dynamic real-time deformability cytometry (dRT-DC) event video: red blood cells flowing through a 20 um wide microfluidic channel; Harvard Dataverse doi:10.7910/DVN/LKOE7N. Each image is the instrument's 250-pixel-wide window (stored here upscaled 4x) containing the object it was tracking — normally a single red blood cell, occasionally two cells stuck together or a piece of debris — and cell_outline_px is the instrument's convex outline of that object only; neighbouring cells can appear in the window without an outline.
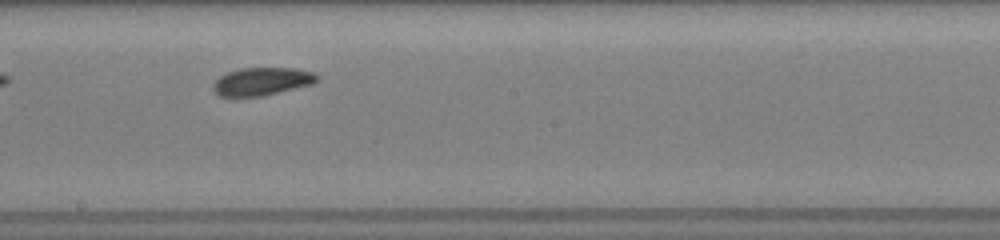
{"species": "common noctule bat (a hibernating species)", "species_latin": "Nyctalus noctula", "temperature_condition": "room temperature", "stored_images_in_passage": 12, "camera_frame_rate_fps": 3000, "um_per_image_px": 0.085, "animal": {"sex": "female", "body_mass_g": 19.5, "forearm_length_mm": 54.1}, "frame": {"image": 1, "passage_image": 9, "time_ms": 5.333, "image_size_px": [1000, 240], "cell_outline_px": [[320, 80], [312, 84], [264, 96], [220, 96], [212, 88], [212, 84], [220, 76], [228, 72], [240, 68], [296, 68], [312, 72], [320, 76]], "centroid_in_image_um": [22.3, 6.91], "position_along_channel_um": 225.9, "area_um2": 16.94}}